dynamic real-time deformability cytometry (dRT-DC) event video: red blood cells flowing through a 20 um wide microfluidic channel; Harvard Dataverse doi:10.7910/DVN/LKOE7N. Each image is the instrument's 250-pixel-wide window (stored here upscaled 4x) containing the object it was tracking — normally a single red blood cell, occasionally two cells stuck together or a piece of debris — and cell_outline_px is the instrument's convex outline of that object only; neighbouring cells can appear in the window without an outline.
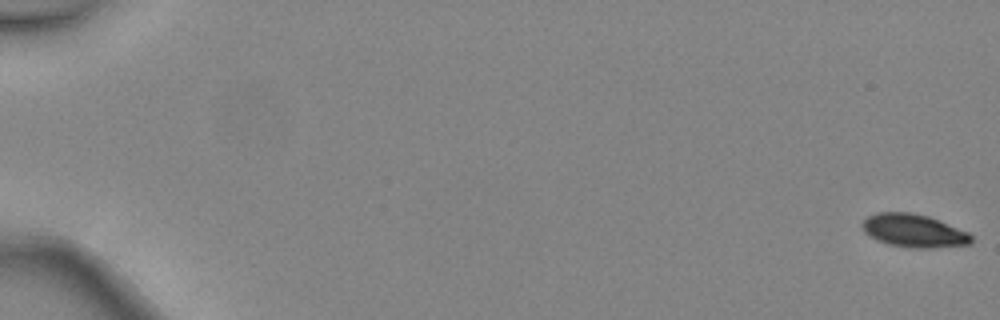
{"species": "common noctule bat (a hibernating species)", "species_latin": "Nyctalus noctula", "temperature_condition": "warm", "stored_images_in_passage": 7, "camera_frame_rate_fps": 3000, "um_per_image_px": 0.085, "animal": {"sex": "female", "body_mass_g": 24.6, "forearm_length_mm": 56.2}, "frame": {"image": 1, "passage_image": 1, "time_ms": 0.0, "image_size_px": [1000, 320], "cell_outline_px": [[972, 240], [968, 244], [932, 248], [908, 248], [888, 244], [876, 240], [864, 232], [860, 224], [868, 216], [876, 212], [912, 212], [928, 216], [968, 232], [972, 236]], "centroid_in_image_um": [77.62, 19.61], "position_along_channel_um": 7.4, "area_um2": 21.1}}
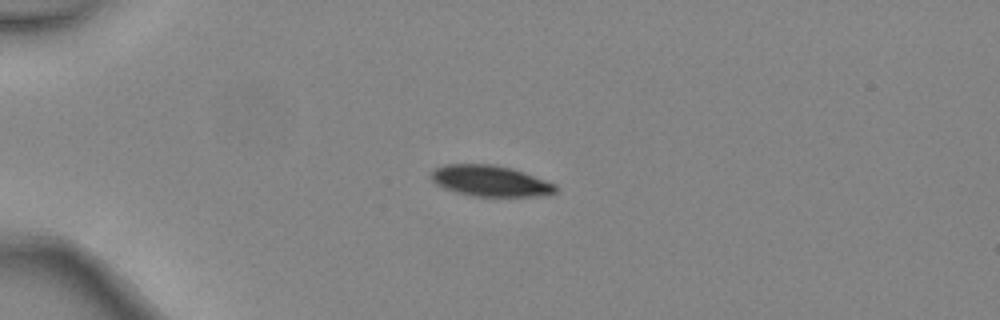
{"frame": {"image": 2, "passage_image": 5, "time_ms": 1.333, "image_size_px": [1000, 320], "cell_outline_px": [[560, 188], [556, 192], [548, 196], [472, 196], [456, 192], [444, 188], [436, 184], [428, 176], [436, 168], [444, 164], [496, 164], [512, 168], [524, 172], [556, 184]], "centroid_in_image_um": [41.71, 15.38], "position_along_channel_um": 43.3, "area_um2": 22.77}}
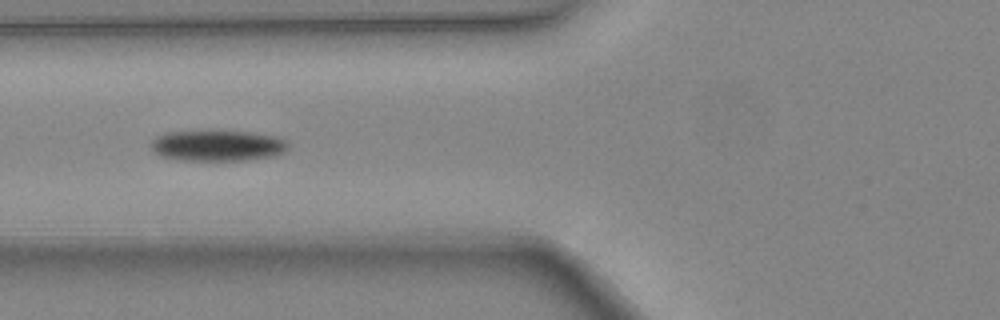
{"frame": {"image": 3, "passage_image": 7, "time_ms": 2.0, "image_size_px": [1000, 320], "cell_outline_px": [[288, 148], [284, 152], [276, 156], [244, 160], [176, 160], [160, 156], [152, 152], [148, 144], [156, 136], [164, 132], [208, 128], [252, 132], [276, 136], [288, 140]], "centroid_in_image_um": [18.43, 12.33], "position_along_channel_um": 107.4, "area_um2": 26.13}}